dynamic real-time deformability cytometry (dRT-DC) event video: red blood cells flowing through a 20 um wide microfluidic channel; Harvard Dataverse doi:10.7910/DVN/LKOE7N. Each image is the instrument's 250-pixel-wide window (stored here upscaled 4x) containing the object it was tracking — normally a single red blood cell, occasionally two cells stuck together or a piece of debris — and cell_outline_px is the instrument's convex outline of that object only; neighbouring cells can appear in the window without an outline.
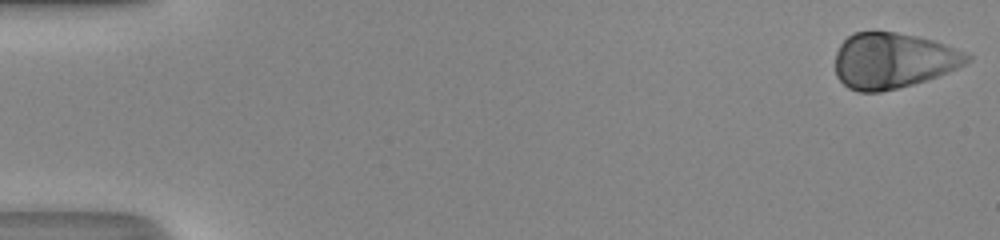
{"species": "human", "species_latin": "Homo sapiens", "temperature_condition": "room temperature", "stored_images_in_passage": 42, "camera_frame_rate_fps": 3000, "um_per_image_px": 0.085, "donor": {"sex": "male"}, "frame": {"image": 1, "passage_image": 1, "time_ms": 0.0, "image_size_px": [1000, 240], "cell_outline_px": [[972, 60], [948, 72], [912, 84], [880, 92], [860, 92], [848, 88], [836, 76], [836, 52], [840, 44], [852, 32], [896, 32], [916, 36], [932, 40], [968, 52], [972, 56]], "centroid_in_image_um": [75.91, 5.14], "position_along_channel_um": 9.1, "area_um2": 42.6}}
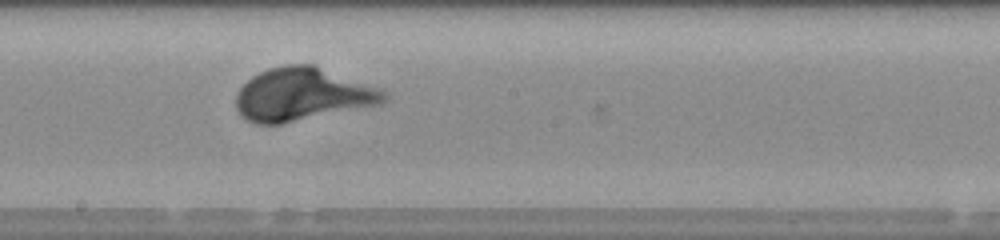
{"frame": {"image": 2, "passage_image": 28, "time_ms": 9.0, "image_size_px": [1000, 240], "cell_outline_px": [[388, 100], [384, 104], [280, 124], [256, 124], [240, 116], [236, 108], [236, 92], [252, 76], [268, 68], [284, 64], [312, 64], [384, 88], [388, 92]], "centroid_in_image_um": [25.77, 8.02], "position_along_channel_um": 222.4, "area_um2": 46.47}}
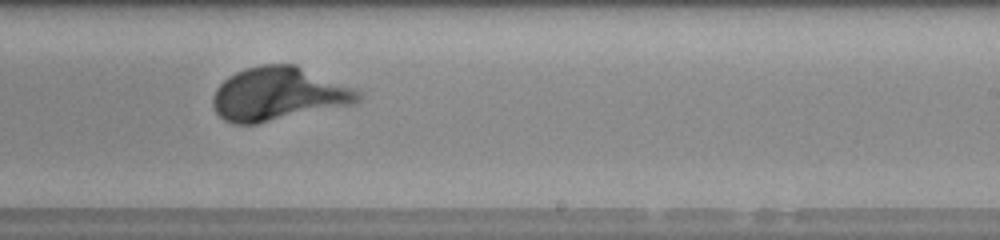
{"frame": {"image": 3, "passage_image": 31, "time_ms": 10.0, "image_size_px": [1000, 240], "cell_outline_px": [[360, 100], [352, 104], [256, 124], [236, 124], [224, 120], [216, 112], [212, 104], [212, 96], [216, 88], [228, 76], [244, 68], [260, 64], [296, 64], [352, 88], [360, 92]], "centroid_in_image_um": [23.61, 7.98], "position_along_channel_um": 265.4, "area_um2": 44.97}}